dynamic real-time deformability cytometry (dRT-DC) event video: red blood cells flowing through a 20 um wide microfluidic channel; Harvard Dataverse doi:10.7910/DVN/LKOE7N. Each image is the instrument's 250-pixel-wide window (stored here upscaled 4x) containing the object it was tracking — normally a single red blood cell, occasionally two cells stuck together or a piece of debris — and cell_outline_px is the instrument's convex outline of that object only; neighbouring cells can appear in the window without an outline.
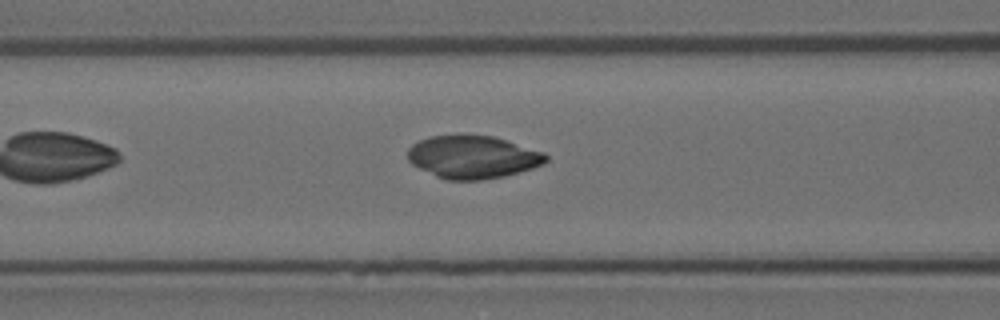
{"species": "Egyptian fruit bat (a non-hibernating species)", "species_latin": "Rousettus aegyptiacus", "temperature_condition": "room temperature", "stored_images_in_passage": 40, "camera_frame_rate_fps": 3000, "um_per_image_px": 0.085, "animal": {"sex": "female"}, "frame": {"image": 1, "passage_image": 10, "time_ms": 3.0, "image_size_px": [1000, 320], "cell_outline_px": [[548, 160], [544, 164], [532, 168], [504, 176], [480, 180], [444, 180], [412, 164], [408, 160], [408, 148], [412, 144], [420, 140], [432, 136], [492, 136], [544, 152], [548, 156]], "centroid_in_image_um": [40.19, 13.36], "position_along_channel_um": 126.4, "area_um2": 34.1}}
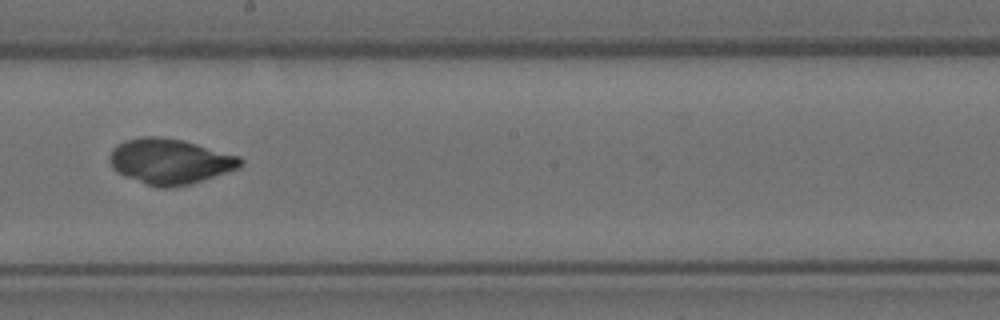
{"frame": {"image": 2, "passage_image": 19, "time_ms": 6.0, "image_size_px": [1000, 320], "cell_outline_px": [[244, 164], [240, 168], [188, 184], [164, 188], [160, 188], [124, 176], [112, 168], [108, 156], [112, 148], [124, 140], [140, 136], [156, 136], [184, 140], [240, 156], [244, 160]], "centroid_in_image_um": [14.44, 13.69], "position_along_channel_um": 233.8, "area_um2": 34.62}}
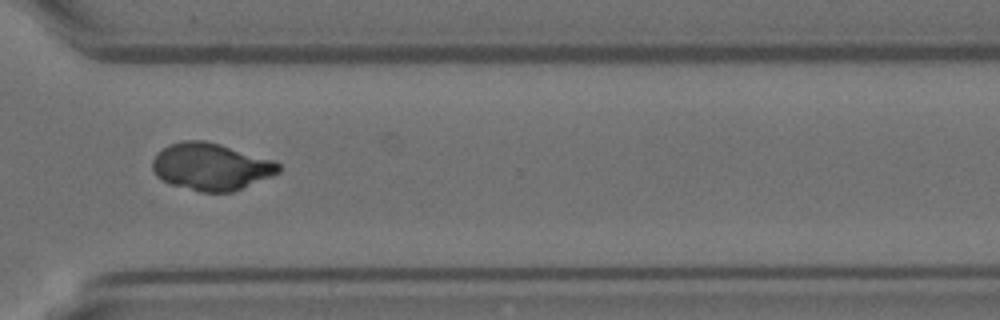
{"frame": {"image": 3, "passage_image": 29, "time_ms": 9.333, "image_size_px": [1000, 320], "cell_outline_px": [[280, 172], [272, 176], [232, 192], [200, 192], [172, 184], [156, 176], [152, 172], [152, 160], [168, 144], [184, 140], [204, 140], [220, 144], [276, 160], [280, 164]], "centroid_in_image_um": [17.96, 14.16], "position_along_channel_um": 352.6, "area_um2": 34.68}}